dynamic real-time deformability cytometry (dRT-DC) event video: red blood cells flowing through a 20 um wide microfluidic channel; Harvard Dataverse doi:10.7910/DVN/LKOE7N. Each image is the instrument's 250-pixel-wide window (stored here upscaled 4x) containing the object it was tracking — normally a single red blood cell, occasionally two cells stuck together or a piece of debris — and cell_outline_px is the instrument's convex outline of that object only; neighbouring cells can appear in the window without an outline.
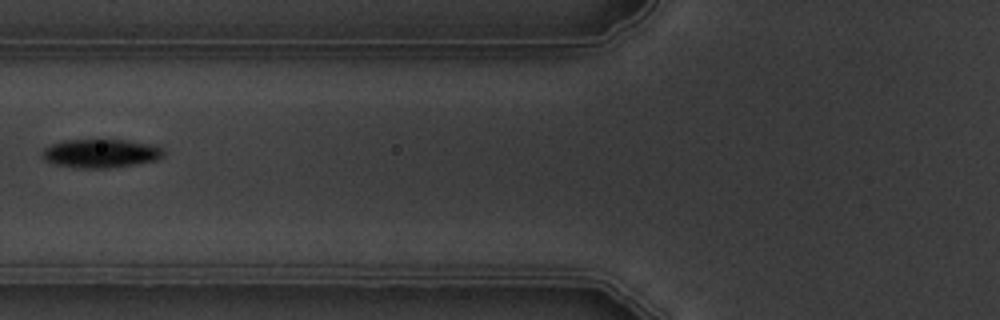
{"species": "common noctule bat (a hibernating species)", "species_latin": "Nyctalus noctula", "temperature_condition": "warm", "stored_images_in_passage": 7, "camera_frame_rate_fps": 3000, "um_per_image_px": 0.085, "animal": {"sex": "male", "body_mass_g": 19.5, "forearm_length_mm": 54.6}, "frame": {"image": 1, "passage_image": 3, "time_ms": 2.333, "image_size_px": [1000, 320], "cell_outline_px": [[164, 156], [156, 160], [108, 168], [76, 168], [56, 164], [44, 160], [40, 156], [40, 152], [44, 148], [52, 144], [64, 140], [124, 140], [160, 144], [164, 148]], "centroid_in_image_um": [8.59, 13.02], "position_along_channel_um": 117.2, "area_um2": 20.52}}